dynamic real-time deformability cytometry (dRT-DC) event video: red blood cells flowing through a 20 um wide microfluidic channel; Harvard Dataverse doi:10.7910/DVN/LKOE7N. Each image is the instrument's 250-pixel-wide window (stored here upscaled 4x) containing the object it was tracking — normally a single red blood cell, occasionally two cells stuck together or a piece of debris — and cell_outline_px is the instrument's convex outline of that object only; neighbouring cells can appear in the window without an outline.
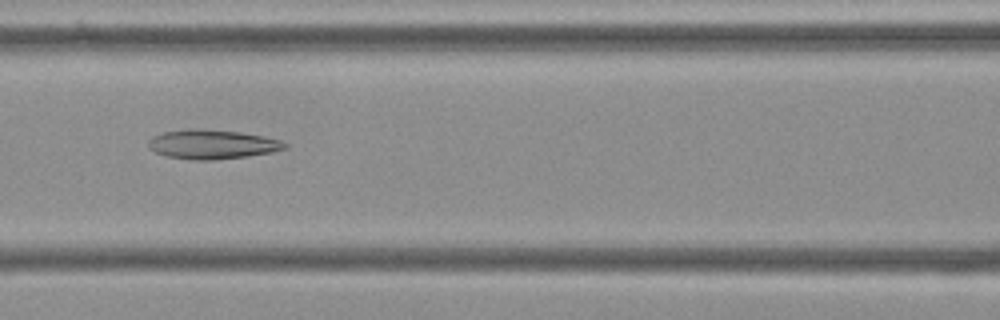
{"species": "Egyptian fruit bat (a non-hibernating species)", "species_latin": "Rousettus aegyptiacus", "temperature_condition": "cold", "stored_images_in_passage": 55, "camera_frame_rate_fps": 3000, "um_per_image_px": 0.085, "frame": {"image": 1, "passage_image": 24, "time_ms": 7.667, "image_size_px": [1000, 320], "cell_outline_px": [[288, 148], [272, 152], [248, 156], [212, 160], [192, 160], [164, 156], [148, 148], [148, 140], [152, 136], [164, 132], [188, 128], [200, 128], [240, 132], [264, 136], [280, 140], [288, 144]], "centroid_in_image_um": [18.02, 12.26], "position_along_channel_um": 148.6, "area_um2": 23.58}}
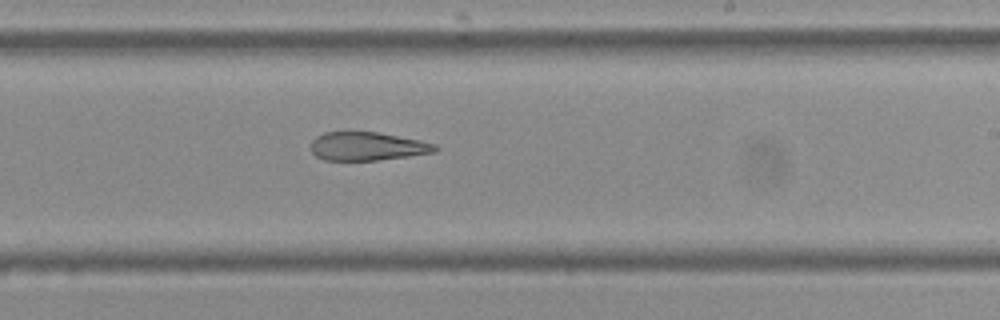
{"frame": {"image": 2, "passage_image": 33, "time_ms": 10.667, "image_size_px": [1000, 320], "cell_outline_px": [[440, 148], [436, 152], [408, 156], [376, 160], [324, 160], [316, 156], [312, 152], [312, 140], [316, 136], [324, 132], [376, 132], [420, 140], [436, 144]], "centroid_in_image_um": [31.24, 12.43], "position_along_channel_um": 257.8, "area_um2": 20.52}}
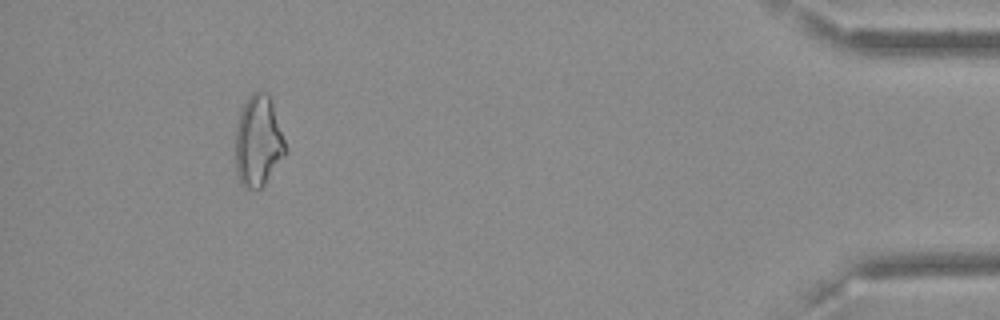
{"frame": {"image": 3, "passage_image": 51, "time_ms": 16.667, "image_size_px": [1000, 320], "cell_outline_px": [[288, 152], [264, 184], [256, 192], [244, 188], [240, 184], [236, 172], [236, 124], [240, 112], [248, 96], [256, 88], [268, 92], [288, 148]], "centroid_in_image_um": [21.96, 12.01], "position_along_channel_um": 413.2, "area_um2": 27.11}, "authors_computed_cell_mechanics": {"area_um2": 25.6632, "velocity_mm_per_s": 3.6567, "shape_relaxation_time_tau1_ms": null, "shape_relaxation_time_tau2_ms": 9.4487, "deformation_change_tau1": null, "deformation_change_tau2": 0.2319}}